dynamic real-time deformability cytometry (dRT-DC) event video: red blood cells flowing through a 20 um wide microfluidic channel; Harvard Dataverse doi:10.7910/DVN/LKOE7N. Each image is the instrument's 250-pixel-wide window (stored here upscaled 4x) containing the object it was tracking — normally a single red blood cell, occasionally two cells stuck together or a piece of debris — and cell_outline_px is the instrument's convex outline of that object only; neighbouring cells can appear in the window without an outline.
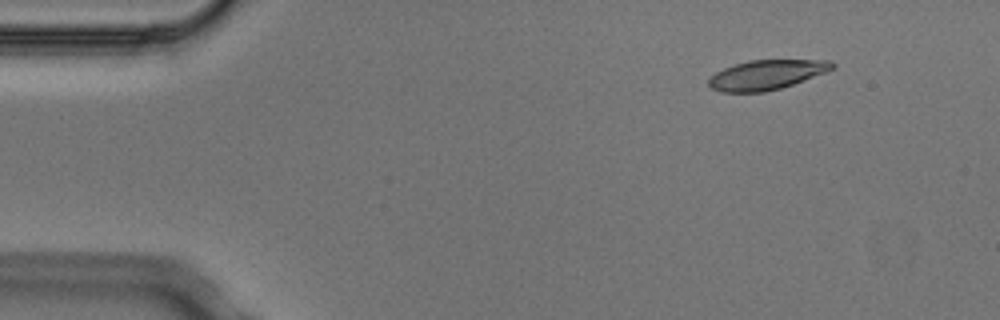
{"species": "Egyptian fruit bat (a non-hibernating species)", "species_latin": "Rousettus aegyptiacus", "temperature_condition": "cold", "stored_images_in_passage": 5, "camera_frame_rate_fps": 3000, "um_per_image_px": 0.085, "animal": {"sex": "male"}, "frame": {"image": 1, "passage_image": 1, "time_ms": 0.0, "image_size_px": [1000, 320], "cell_outline_px": [[836, 64], [828, 72], [780, 88], [764, 92], [720, 92], [712, 88], [708, 84], [708, 80], [716, 72], [724, 68], [748, 60], [828, 60]], "centroid_in_image_um": [65.16, 6.36], "position_along_channel_um": 19.8, "area_um2": 21.21}}
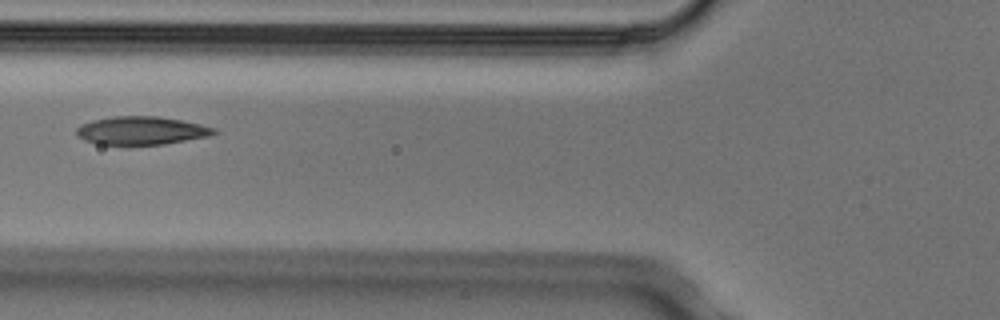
{"frame": {"image": 2, "passage_image": 5, "time_ms": 1.333, "image_size_px": [1000, 320], "cell_outline_px": [[220, 132], [208, 136], [164, 144], [96, 144], [84, 140], [76, 136], [76, 128], [80, 124], [92, 120], [112, 116], [160, 116], [200, 124], [216, 128]], "centroid_in_image_um": [11.99, 11.09], "position_along_channel_um": 113.8, "area_um2": 22.66}}